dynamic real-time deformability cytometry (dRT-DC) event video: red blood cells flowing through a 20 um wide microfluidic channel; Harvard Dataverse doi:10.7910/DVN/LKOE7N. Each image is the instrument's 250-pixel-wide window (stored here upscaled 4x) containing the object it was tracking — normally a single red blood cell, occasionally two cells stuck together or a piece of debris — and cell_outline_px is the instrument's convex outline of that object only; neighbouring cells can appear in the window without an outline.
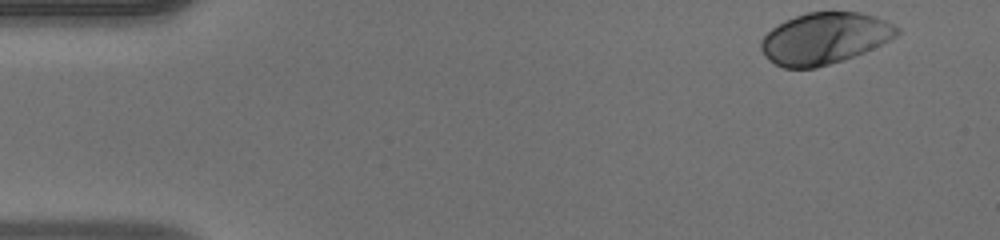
{"species": "human", "species_latin": "Homo sapiens", "temperature_condition": "warm", "stored_images_in_passage": 37, "camera_frame_rate_fps": 3000, "um_per_image_px": 0.085, "donor": {"sex": "male"}, "frame": {"image": 1, "passage_image": 1, "time_ms": 0.0, "image_size_px": [1000, 240], "cell_outline_px": [[900, 32], [896, 36], [864, 52], [816, 68], [784, 68], [768, 60], [764, 56], [760, 48], [760, 40], [772, 28], [796, 16], [808, 12], [860, 12], [876, 16], [900, 28]], "centroid_in_image_um": [70.07, 3.26], "position_along_channel_um": 14.9, "area_um2": 40.34}}
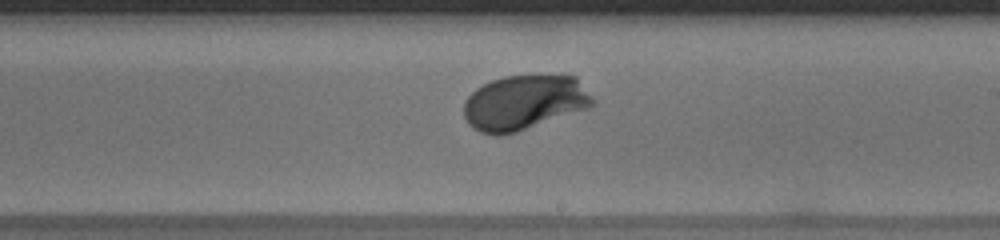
{"frame": {"image": 2, "passage_image": 25, "time_ms": 8.0, "image_size_px": [1000, 240], "cell_outline_px": [[596, 104], [588, 108], [516, 132], [500, 136], [496, 136], [480, 132], [472, 128], [468, 124], [464, 116], [464, 100], [476, 88], [492, 80], [504, 76], [576, 76], [596, 100]], "centroid_in_image_um": [44.55, 8.73], "position_along_channel_um": 244.5, "area_um2": 41.21}}
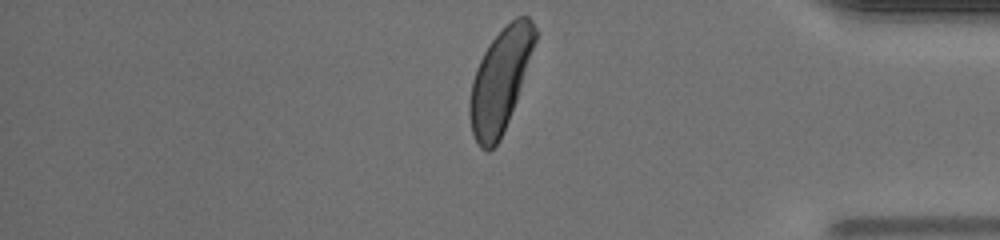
{"frame": {"image": 3, "passage_image": 37, "time_ms": 12.0, "image_size_px": [1000, 240], "cell_outline_px": [[536, 40], [516, 100], [500, 140], [488, 152], [480, 148], [472, 132], [468, 116], [468, 104], [472, 80], [476, 68], [484, 52], [492, 40], [516, 16], [528, 16], [532, 20], [536, 28]], "centroid_in_image_um": [42.49, 6.86], "position_along_channel_um": 392.7, "area_um2": 38.61}}